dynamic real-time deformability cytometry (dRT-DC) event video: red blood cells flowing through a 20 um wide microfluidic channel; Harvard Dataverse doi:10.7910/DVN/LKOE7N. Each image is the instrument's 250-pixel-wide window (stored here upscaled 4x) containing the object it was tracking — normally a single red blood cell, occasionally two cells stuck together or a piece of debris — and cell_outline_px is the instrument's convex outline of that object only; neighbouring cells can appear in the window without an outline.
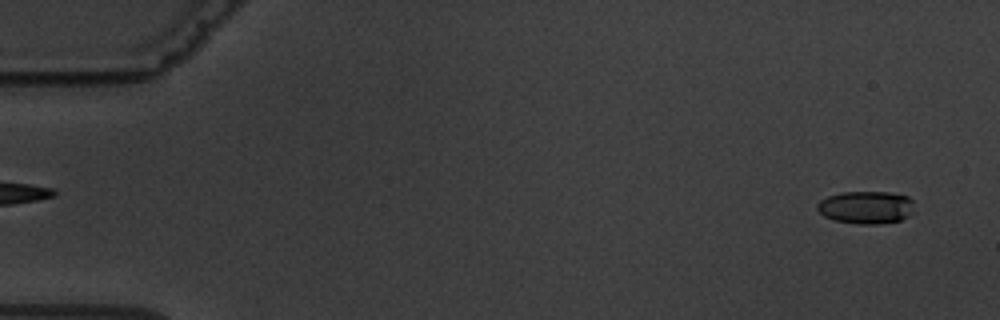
{"species": "common noctule bat (a hibernating species)", "species_latin": "Nyctalus noctula", "temperature_condition": "warm", "stored_images_in_passage": 5, "segment_of_instrument_passage": [2, 2], "camera_frame_rate_fps": 3000, "um_per_image_px": 0.085, "animal": {"sex": "male", "body_mass_g": 19.5, "forearm_length_mm": 54.6}, "frame": {"image": 1, "passage_image": 5, "time_ms": 4.667, "image_size_px": [1000, 320], "cell_outline_px": [[912, 212], [908, 216], [900, 220], [876, 224], [860, 224], [836, 220], [824, 216], [816, 208], [816, 204], [820, 200], [828, 196], [844, 192], [888, 192], [908, 196], [912, 200]], "centroid_in_image_um": [73.6, 17.62], "position_along_channel_um": 11.4, "area_um2": 18.32}}